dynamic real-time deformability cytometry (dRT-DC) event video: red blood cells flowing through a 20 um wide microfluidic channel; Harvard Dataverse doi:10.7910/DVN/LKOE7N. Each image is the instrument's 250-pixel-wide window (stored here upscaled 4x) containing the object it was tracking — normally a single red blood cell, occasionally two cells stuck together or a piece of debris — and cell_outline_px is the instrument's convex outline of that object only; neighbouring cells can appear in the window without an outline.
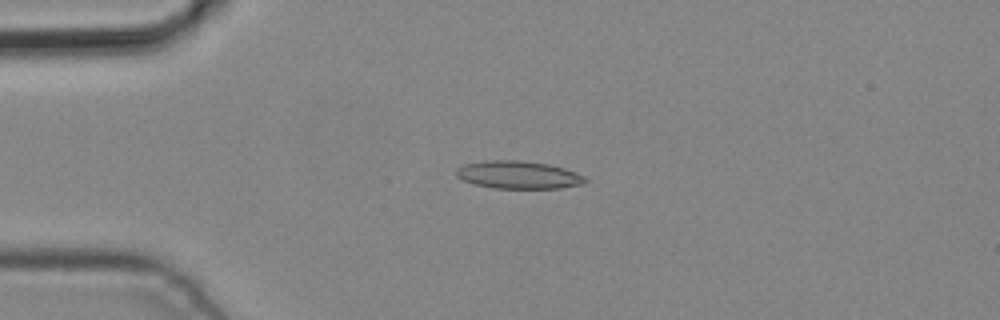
{"species": "common noctule bat (a hibernating species)", "species_latin": "Nyctalus noctula", "temperature_condition": "cold", "stored_images_in_passage": 5, "camera_frame_rate_fps": 3000, "um_per_image_px": 0.085, "animal": {"sex": "male", "body_mass_g": 19.2, "forearm_length_mm": 51.8}, "frame": {"image": 1, "passage_image": 3, "time_ms": 0.667, "image_size_px": [1000, 320], "cell_outline_px": [[588, 180], [580, 184], [560, 188], [492, 188], [476, 184], [464, 180], [456, 176], [456, 168], [464, 164], [488, 160], [520, 160], [548, 164], [564, 168], [576, 172], [584, 176]], "centroid_in_image_um": [44.05, 14.85], "position_along_channel_um": 40.9, "area_um2": 20.75}}
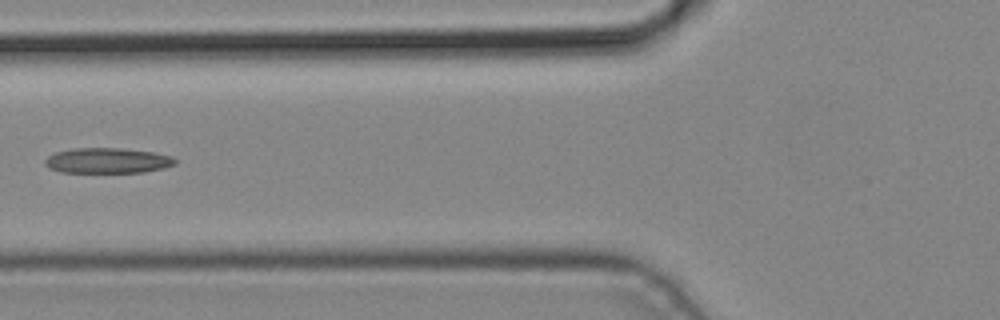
{"frame": {"image": 2, "passage_image": 5, "time_ms": 1.333, "image_size_px": [1000, 320], "cell_outline_px": [[176, 164], [164, 168], [144, 172], [60, 172], [48, 168], [44, 164], [44, 160], [48, 156], [56, 152], [72, 148], [120, 148], [152, 152], [172, 156], [176, 160]], "centroid_in_image_um": [9.12, 13.65], "position_along_channel_um": 116.7, "area_um2": 19.25}}